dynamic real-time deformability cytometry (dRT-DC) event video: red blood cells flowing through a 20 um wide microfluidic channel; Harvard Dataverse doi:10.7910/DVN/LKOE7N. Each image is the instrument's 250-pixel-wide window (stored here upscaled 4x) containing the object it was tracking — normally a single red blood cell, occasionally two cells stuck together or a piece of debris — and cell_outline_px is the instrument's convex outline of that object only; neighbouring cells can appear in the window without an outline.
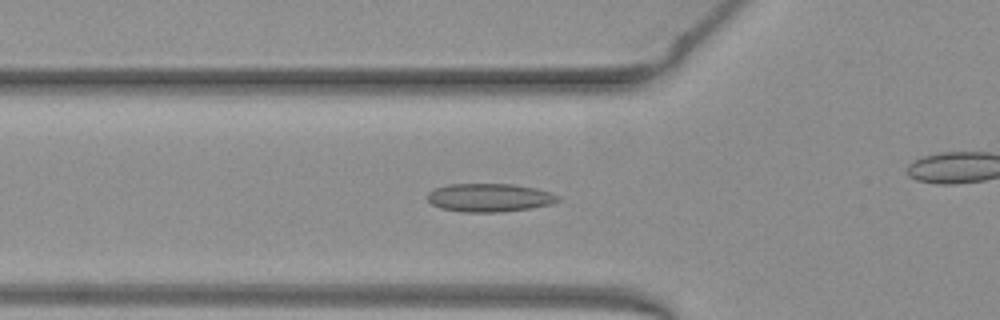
{"species": "common noctule bat (a hibernating species)", "species_latin": "Nyctalus noctula", "temperature_condition": "warm", "stored_images_in_passage": 53, "camera_frame_rate_fps": 3000, "um_per_image_px": 0.085, "animal": {"sex": "female", "body_mass_g": 19.3, "forearm_length_mm": 54.1}, "frame": {"image": 1, "passage_image": 18, "time_ms": 5.667, "image_size_px": [1000, 320], "cell_outline_px": [[560, 200], [552, 204], [528, 208], [500, 212], [464, 212], [440, 208], [432, 204], [428, 200], [428, 192], [436, 188], [448, 184], [512, 184], [536, 188], [552, 192], [560, 196]], "centroid_in_image_um": [41.63, 16.79], "position_along_channel_um": 84.2, "area_um2": 21.56}}
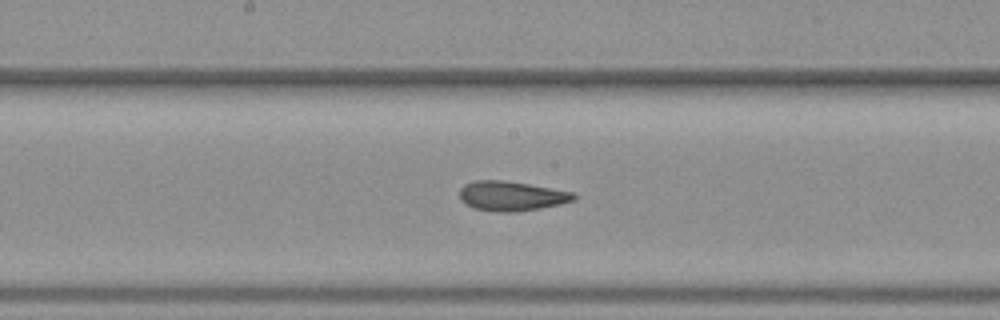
{"frame": {"image": 2, "passage_image": 27, "time_ms": 8.667, "image_size_px": [1000, 320], "cell_outline_px": [[576, 200], [560, 204], [540, 208], [516, 212], [496, 212], [476, 208], [464, 204], [460, 200], [460, 188], [464, 184], [476, 180], [504, 180], [576, 192]], "centroid_in_image_um": [43.48, 16.66], "position_along_channel_um": 204.7, "area_um2": 19.88}}
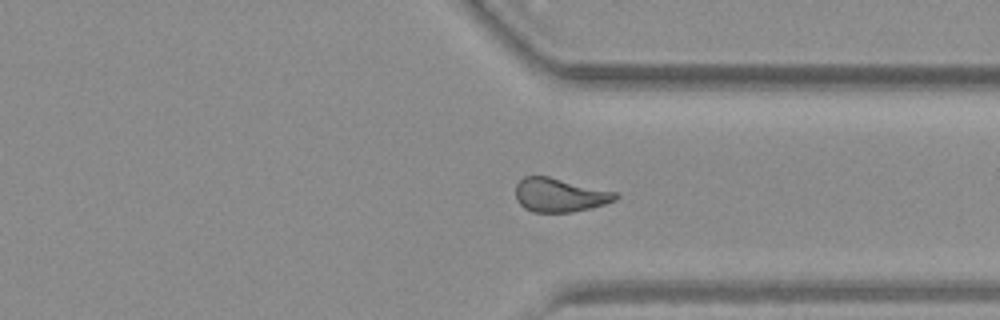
{"frame": {"image": 3, "passage_image": 39, "time_ms": 12.667, "image_size_px": [1000, 320], "cell_outline_px": [[620, 196], [616, 200], [604, 204], [572, 212], [532, 212], [524, 208], [516, 200], [516, 184], [524, 176], [548, 176], [616, 192]], "centroid_in_image_um": [47.55, 16.58], "position_along_channel_um": 363.8, "area_um2": 19.59}, "authors_computed_cell_mechanics": {"area_um2": 20.23, "velocity_mm_per_s": 3.9873, "shape_relaxation_time_tau1_ms": 9.6702, "shape_relaxation_time_tau2_ms": 1.5069, "deformation_change_tau1": 0.1932, "deformation_change_tau2": 0.0666}}